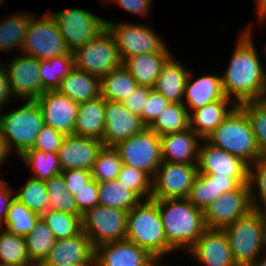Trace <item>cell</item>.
<instances>
[{
    "instance_id": "29",
    "label": "cell",
    "mask_w": 266,
    "mask_h": 266,
    "mask_svg": "<svg viewBox=\"0 0 266 266\" xmlns=\"http://www.w3.org/2000/svg\"><path fill=\"white\" fill-rule=\"evenodd\" d=\"M56 90L77 103L93 100L101 96V78L74 66Z\"/></svg>"
},
{
    "instance_id": "33",
    "label": "cell",
    "mask_w": 266,
    "mask_h": 266,
    "mask_svg": "<svg viewBox=\"0 0 266 266\" xmlns=\"http://www.w3.org/2000/svg\"><path fill=\"white\" fill-rule=\"evenodd\" d=\"M98 187V200L102 206L129 211L142 201L134 191L117 179L98 183Z\"/></svg>"
},
{
    "instance_id": "25",
    "label": "cell",
    "mask_w": 266,
    "mask_h": 266,
    "mask_svg": "<svg viewBox=\"0 0 266 266\" xmlns=\"http://www.w3.org/2000/svg\"><path fill=\"white\" fill-rule=\"evenodd\" d=\"M193 73L189 72L183 104L189 113L212 102L225 98L221 75L206 74L194 80Z\"/></svg>"
},
{
    "instance_id": "13",
    "label": "cell",
    "mask_w": 266,
    "mask_h": 266,
    "mask_svg": "<svg viewBox=\"0 0 266 266\" xmlns=\"http://www.w3.org/2000/svg\"><path fill=\"white\" fill-rule=\"evenodd\" d=\"M197 174V165L162 161L152 179L151 199L187 198Z\"/></svg>"
},
{
    "instance_id": "4",
    "label": "cell",
    "mask_w": 266,
    "mask_h": 266,
    "mask_svg": "<svg viewBox=\"0 0 266 266\" xmlns=\"http://www.w3.org/2000/svg\"><path fill=\"white\" fill-rule=\"evenodd\" d=\"M206 140L213 146L241 158L248 165L261 157L250 121L238 105Z\"/></svg>"
},
{
    "instance_id": "37",
    "label": "cell",
    "mask_w": 266,
    "mask_h": 266,
    "mask_svg": "<svg viewBox=\"0 0 266 266\" xmlns=\"http://www.w3.org/2000/svg\"><path fill=\"white\" fill-rule=\"evenodd\" d=\"M73 67V52L50 59H40V79L43 89L56 90Z\"/></svg>"
},
{
    "instance_id": "46",
    "label": "cell",
    "mask_w": 266,
    "mask_h": 266,
    "mask_svg": "<svg viewBox=\"0 0 266 266\" xmlns=\"http://www.w3.org/2000/svg\"><path fill=\"white\" fill-rule=\"evenodd\" d=\"M152 177L145 171L122 164L117 180L134 191L142 200L151 199Z\"/></svg>"
},
{
    "instance_id": "14",
    "label": "cell",
    "mask_w": 266,
    "mask_h": 266,
    "mask_svg": "<svg viewBox=\"0 0 266 266\" xmlns=\"http://www.w3.org/2000/svg\"><path fill=\"white\" fill-rule=\"evenodd\" d=\"M21 54L13 56L14 58L5 64L10 88L19 102L36 100L45 92L40 79V60L34 56Z\"/></svg>"
},
{
    "instance_id": "62",
    "label": "cell",
    "mask_w": 266,
    "mask_h": 266,
    "mask_svg": "<svg viewBox=\"0 0 266 266\" xmlns=\"http://www.w3.org/2000/svg\"><path fill=\"white\" fill-rule=\"evenodd\" d=\"M5 229V219L0 216V230Z\"/></svg>"
},
{
    "instance_id": "56",
    "label": "cell",
    "mask_w": 266,
    "mask_h": 266,
    "mask_svg": "<svg viewBox=\"0 0 266 266\" xmlns=\"http://www.w3.org/2000/svg\"><path fill=\"white\" fill-rule=\"evenodd\" d=\"M255 1V13L257 16V19L259 21V24L264 25L266 22V0H254ZM261 22V23H260Z\"/></svg>"
},
{
    "instance_id": "12",
    "label": "cell",
    "mask_w": 266,
    "mask_h": 266,
    "mask_svg": "<svg viewBox=\"0 0 266 266\" xmlns=\"http://www.w3.org/2000/svg\"><path fill=\"white\" fill-rule=\"evenodd\" d=\"M60 30L70 52L92 40L105 27V19L89 10L68 8L60 11H48Z\"/></svg>"
},
{
    "instance_id": "28",
    "label": "cell",
    "mask_w": 266,
    "mask_h": 266,
    "mask_svg": "<svg viewBox=\"0 0 266 266\" xmlns=\"http://www.w3.org/2000/svg\"><path fill=\"white\" fill-rule=\"evenodd\" d=\"M181 62L171 56L162 66L153 87L162 94L170 103H182L185 93L186 80L189 74Z\"/></svg>"
},
{
    "instance_id": "50",
    "label": "cell",
    "mask_w": 266,
    "mask_h": 266,
    "mask_svg": "<svg viewBox=\"0 0 266 266\" xmlns=\"http://www.w3.org/2000/svg\"><path fill=\"white\" fill-rule=\"evenodd\" d=\"M65 183L66 189L74 195L78 190L85 187L91 180V171L83 169H69L61 172Z\"/></svg>"
},
{
    "instance_id": "24",
    "label": "cell",
    "mask_w": 266,
    "mask_h": 266,
    "mask_svg": "<svg viewBox=\"0 0 266 266\" xmlns=\"http://www.w3.org/2000/svg\"><path fill=\"white\" fill-rule=\"evenodd\" d=\"M201 141L190 128L160 136L162 161L197 165Z\"/></svg>"
},
{
    "instance_id": "5",
    "label": "cell",
    "mask_w": 266,
    "mask_h": 266,
    "mask_svg": "<svg viewBox=\"0 0 266 266\" xmlns=\"http://www.w3.org/2000/svg\"><path fill=\"white\" fill-rule=\"evenodd\" d=\"M44 125L43 114L36 100H23V105L11 111H0V129L11 152L20 158L33 148Z\"/></svg>"
},
{
    "instance_id": "15",
    "label": "cell",
    "mask_w": 266,
    "mask_h": 266,
    "mask_svg": "<svg viewBox=\"0 0 266 266\" xmlns=\"http://www.w3.org/2000/svg\"><path fill=\"white\" fill-rule=\"evenodd\" d=\"M249 185L241 184L215 199L204 211L205 225L209 229H224L252 210Z\"/></svg>"
},
{
    "instance_id": "9",
    "label": "cell",
    "mask_w": 266,
    "mask_h": 266,
    "mask_svg": "<svg viewBox=\"0 0 266 266\" xmlns=\"http://www.w3.org/2000/svg\"><path fill=\"white\" fill-rule=\"evenodd\" d=\"M105 22L114 37L122 62L138 54L171 51L152 26L135 22L119 23L108 18Z\"/></svg>"
},
{
    "instance_id": "11",
    "label": "cell",
    "mask_w": 266,
    "mask_h": 266,
    "mask_svg": "<svg viewBox=\"0 0 266 266\" xmlns=\"http://www.w3.org/2000/svg\"><path fill=\"white\" fill-rule=\"evenodd\" d=\"M122 164L145 171L152 178L162 162L160 136L149 127L117 143Z\"/></svg>"
},
{
    "instance_id": "32",
    "label": "cell",
    "mask_w": 266,
    "mask_h": 266,
    "mask_svg": "<svg viewBox=\"0 0 266 266\" xmlns=\"http://www.w3.org/2000/svg\"><path fill=\"white\" fill-rule=\"evenodd\" d=\"M138 86L122 64L101 78V96L108 101L123 102Z\"/></svg>"
},
{
    "instance_id": "23",
    "label": "cell",
    "mask_w": 266,
    "mask_h": 266,
    "mask_svg": "<svg viewBox=\"0 0 266 266\" xmlns=\"http://www.w3.org/2000/svg\"><path fill=\"white\" fill-rule=\"evenodd\" d=\"M95 248L91 240L81 231L70 238L56 240L44 260L46 264H94Z\"/></svg>"
},
{
    "instance_id": "22",
    "label": "cell",
    "mask_w": 266,
    "mask_h": 266,
    "mask_svg": "<svg viewBox=\"0 0 266 266\" xmlns=\"http://www.w3.org/2000/svg\"><path fill=\"white\" fill-rule=\"evenodd\" d=\"M248 183V178H232L216 174H197L187 199L196 207L205 211L222 194Z\"/></svg>"
},
{
    "instance_id": "35",
    "label": "cell",
    "mask_w": 266,
    "mask_h": 266,
    "mask_svg": "<svg viewBox=\"0 0 266 266\" xmlns=\"http://www.w3.org/2000/svg\"><path fill=\"white\" fill-rule=\"evenodd\" d=\"M19 160L33 171L30 178L46 181L62 172L57 153L29 149Z\"/></svg>"
},
{
    "instance_id": "19",
    "label": "cell",
    "mask_w": 266,
    "mask_h": 266,
    "mask_svg": "<svg viewBox=\"0 0 266 266\" xmlns=\"http://www.w3.org/2000/svg\"><path fill=\"white\" fill-rule=\"evenodd\" d=\"M198 172L232 178H248L249 165L241 158L232 155L203 139L199 146Z\"/></svg>"
},
{
    "instance_id": "36",
    "label": "cell",
    "mask_w": 266,
    "mask_h": 266,
    "mask_svg": "<svg viewBox=\"0 0 266 266\" xmlns=\"http://www.w3.org/2000/svg\"><path fill=\"white\" fill-rule=\"evenodd\" d=\"M149 128L159 136L189 129V111L183 103H170Z\"/></svg>"
},
{
    "instance_id": "17",
    "label": "cell",
    "mask_w": 266,
    "mask_h": 266,
    "mask_svg": "<svg viewBox=\"0 0 266 266\" xmlns=\"http://www.w3.org/2000/svg\"><path fill=\"white\" fill-rule=\"evenodd\" d=\"M186 254L200 266H237L223 229L207 228Z\"/></svg>"
},
{
    "instance_id": "64",
    "label": "cell",
    "mask_w": 266,
    "mask_h": 266,
    "mask_svg": "<svg viewBox=\"0 0 266 266\" xmlns=\"http://www.w3.org/2000/svg\"><path fill=\"white\" fill-rule=\"evenodd\" d=\"M3 1H4V0H0V5H1V6H3V5H2V3H4ZM0 8H1V7H0Z\"/></svg>"
},
{
    "instance_id": "21",
    "label": "cell",
    "mask_w": 266,
    "mask_h": 266,
    "mask_svg": "<svg viewBox=\"0 0 266 266\" xmlns=\"http://www.w3.org/2000/svg\"><path fill=\"white\" fill-rule=\"evenodd\" d=\"M154 259L146 249L122 240L95 247L94 266H148Z\"/></svg>"
},
{
    "instance_id": "58",
    "label": "cell",
    "mask_w": 266,
    "mask_h": 266,
    "mask_svg": "<svg viewBox=\"0 0 266 266\" xmlns=\"http://www.w3.org/2000/svg\"><path fill=\"white\" fill-rule=\"evenodd\" d=\"M250 266H266V253L258 257Z\"/></svg>"
},
{
    "instance_id": "59",
    "label": "cell",
    "mask_w": 266,
    "mask_h": 266,
    "mask_svg": "<svg viewBox=\"0 0 266 266\" xmlns=\"http://www.w3.org/2000/svg\"><path fill=\"white\" fill-rule=\"evenodd\" d=\"M35 266H57V265H51L46 264L44 261L37 263ZM60 266H94V264H66V265H60Z\"/></svg>"
},
{
    "instance_id": "10",
    "label": "cell",
    "mask_w": 266,
    "mask_h": 266,
    "mask_svg": "<svg viewBox=\"0 0 266 266\" xmlns=\"http://www.w3.org/2000/svg\"><path fill=\"white\" fill-rule=\"evenodd\" d=\"M127 210L109 208L98 204L81 216V228L95 247L126 240Z\"/></svg>"
},
{
    "instance_id": "63",
    "label": "cell",
    "mask_w": 266,
    "mask_h": 266,
    "mask_svg": "<svg viewBox=\"0 0 266 266\" xmlns=\"http://www.w3.org/2000/svg\"><path fill=\"white\" fill-rule=\"evenodd\" d=\"M263 49H265V50H264V55H265L264 58H265V63H266V46H264Z\"/></svg>"
},
{
    "instance_id": "61",
    "label": "cell",
    "mask_w": 266,
    "mask_h": 266,
    "mask_svg": "<svg viewBox=\"0 0 266 266\" xmlns=\"http://www.w3.org/2000/svg\"><path fill=\"white\" fill-rule=\"evenodd\" d=\"M163 260H166V259L155 258L148 266H161V265L163 266V264L161 263L163 262Z\"/></svg>"
},
{
    "instance_id": "55",
    "label": "cell",
    "mask_w": 266,
    "mask_h": 266,
    "mask_svg": "<svg viewBox=\"0 0 266 266\" xmlns=\"http://www.w3.org/2000/svg\"><path fill=\"white\" fill-rule=\"evenodd\" d=\"M11 150L8 146L7 140L5 139V137L2 134V130L0 129V168L1 165L3 166L4 162L6 164V162L8 161V159L10 158L9 156H11Z\"/></svg>"
},
{
    "instance_id": "2",
    "label": "cell",
    "mask_w": 266,
    "mask_h": 266,
    "mask_svg": "<svg viewBox=\"0 0 266 266\" xmlns=\"http://www.w3.org/2000/svg\"><path fill=\"white\" fill-rule=\"evenodd\" d=\"M164 225L168 245L176 252H188L207 229L204 211L187 198L153 199Z\"/></svg>"
},
{
    "instance_id": "8",
    "label": "cell",
    "mask_w": 266,
    "mask_h": 266,
    "mask_svg": "<svg viewBox=\"0 0 266 266\" xmlns=\"http://www.w3.org/2000/svg\"><path fill=\"white\" fill-rule=\"evenodd\" d=\"M73 58L76 68L100 78L122 65L118 47L107 27L78 47Z\"/></svg>"
},
{
    "instance_id": "57",
    "label": "cell",
    "mask_w": 266,
    "mask_h": 266,
    "mask_svg": "<svg viewBox=\"0 0 266 266\" xmlns=\"http://www.w3.org/2000/svg\"><path fill=\"white\" fill-rule=\"evenodd\" d=\"M257 211L259 212V214H260V216L262 218L264 229H265V233H266V206L258 207Z\"/></svg>"
},
{
    "instance_id": "30",
    "label": "cell",
    "mask_w": 266,
    "mask_h": 266,
    "mask_svg": "<svg viewBox=\"0 0 266 266\" xmlns=\"http://www.w3.org/2000/svg\"><path fill=\"white\" fill-rule=\"evenodd\" d=\"M105 127V99L100 96L78 105L74 134L102 141Z\"/></svg>"
},
{
    "instance_id": "54",
    "label": "cell",
    "mask_w": 266,
    "mask_h": 266,
    "mask_svg": "<svg viewBox=\"0 0 266 266\" xmlns=\"http://www.w3.org/2000/svg\"><path fill=\"white\" fill-rule=\"evenodd\" d=\"M15 198L14 189L5 181L0 178V216L4 219L7 218L8 209Z\"/></svg>"
},
{
    "instance_id": "7",
    "label": "cell",
    "mask_w": 266,
    "mask_h": 266,
    "mask_svg": "<svg viewBox=\"0 0 266 266\" xmlns=\"http://www.w3.org/2000/svg\"><path fill=\"white\" fill-rule=\"evenodd\" d=\"M21 52L40 60L68 55L70 50L56 21L46 11L42 16L33 14L30 17Z\"/></svg>"
},
{
    "instance_id": "53",
    "label": "cell",
    "mask_w": 266,
    "mask_h": 266,
    "mask_svg": "<svg viewBox=\"0 0 266 266\" xmlns=\"http://www.w3.org/2000/svg\"><path fill=\"white\" fill-rule=\"evenodd\" d=\"M4 64L5 63L0 60V111L3 110L10 101L12 102V100L15 99L10 88L7 70Z\"/></svg>"
},
{
    "instance_id": "52",
    "label": "cell",
    "mask_w": 266,
    "mask_h": 266,
    "mask_svg": "<svg viewBox=\"0 0 266 266\" xmlns=\"http://www.w3.org/2000/svg\"><path fill=\"white\" fill-rule=\"evenodd\" d=\"M109 4L112 2L119 5L122 9L129 13L146 17L150 13V8L153 4L152 0H102Z\"/></svg>"
},
{
    "instance_id": "18",
    "label": "cell",
    "mask_w": 266,
    "mask_h": 266,
    "mask_svg": "<svg viewBox=\"0 0 266 266\" xmlns=\"http://www.w3.org/2000/svg\"><path fill=\"white\" fill-rule=\"evenodd\" d=\"M146 127L141 117L132 114L122 102L105 100L104 146H115Z\"/></svg>"
},
{
    "instance_id": "6",
    "label": "cell",
    "mask_w": 266,
    "mask_h": 266,
    "mask_svg": "<svg viewBox=\"0 0 266 266\" xmlns=\"http://www.w3.org/2000/svg\"><path fill=\"white\" fill-rule=\"evenodd\" d=\"M223 230L237 266H250L263 252L266 253V233L257 209L250 210Z\"/></svg>"
},
{
    "instance_id": "44",
    "label": "cell",
    "mask_w": 266,
    "mask_h": 266,
    "mask_svg": "<svg viewBox=\"0 0 266 266\" xmlns=\"http://www.w3.org/2000/svg\"><path fill=\"white\" fill-rule=\"evenodd\" d=\"M248 185L252 208L266 206V156L249 165Z\"/></svg>"
},
{
    "instance_id": "43",
    "label": "cell",
    "mask_w": 266,
    "mask_h": 266,
    "mask_svg": "<svg viewBox=\"0 0 266 266\" xmlns=\"http://www.w3.org/2000/svg\"><path fill=\"white\" fill-rule=\"evenodd\" d=\"M40 215L30 211L23 203L13 199L5 219V229L10 233L26 236L35 227Z\"/></svg>"
},
{
    "instance_id": "41",
    "label": "cell",
    "mask_w": 266,
    "mask_h": 266,
    "mask_svg": "<svg viewBox=\"0 0 266 266\" xmlns=\"http://www.w3.org/2000/svg\"><path fill=\"white\" fill-rule=\"evenodd\" d=\"M48 192V209L69 213L72 215H82L73 195L66 189V183L62 174H58L44 181Z\"/></svg>"
},
{
    "instance_id": "42",
    "label": "cell",
    "mask_w": 266,
    "mask_h": 266,
    "mask_svg": "<svg viewBox=\"0 0 266 266\" xmlns=\"http://www.w3.org/2000/svg\"><path fill=\"white\" fill-rule=\"evenodd\" d=\"M122 161L114 146H103L91 169L92 179L97 183L115 180L120 173Z\"/></svg>"
},
{
    "instance_id": "39",
    "label": "cell",
    "mask_w": 266,
    "mask_h": 266,
    "mask_svg": "<svg viewBox=\"0 0 266 266\" xmlns=\"http://www.w3.org/2000/svg\"><path fill=\"white\" fill-rule=\"evenodd\" d=\"M14 195L15 199L40 216L48 210L49 197L44 181L28 177L20 190H14Z\"/></svg>"
},
{
    "instance_id": "49",
    "label": "cell",
    "mask_w": 266,
    "mask_h": 266,
    "mask_svg": "<svg viewBox=\"0 0 266 266\" xmlns=\"http://www.w3.org/2000/svg\"><path fill=\"white\" fill-rule=\"evenodd\" d=\"M99 187L98 183L92 179L85 187L78 190L73 197L75 198L78 211L83 214L99 204Z\"/></svg>"
},
{
    "instance_id": "20",
    "label": "cell",
    "mask_w": 266,
    "mask_h": 266,
    "mask_svg": "<svg viewBox=\"0 0 266 266\" xmlns=\"http://www.w3.org/2000/svg\"><path fill=\"white\" fill-rule=\"evenodd\" d=\"M103 146L102 141L95 138L66 135L57 153L62 171L69 169L91 171Z\"/></svg>"
},
{
    "instance_id": "34",
    "label": "cell",
    "mask_w": 266,
    "mask_h": 266,
    "mask_svg": "<svg viewBox=\"0 0 266 266\" xmlns=\"http://www.w3.org/2000/svg\"><path fill=\"white\" fill-rule=\"evenodd\" d=\"M34 265L27 252L25 237L0 230V266Z\"/></svg>"
},
{
    "instance_id": "45",
    "label": "cell",
    "mask_w": 266,
    "mask_h": 266,
    "mask_svg": "<svg viewBox=\"0 0 266 266\" xmlns=\"http://www.w3.org/2000/svg\"><path fill=\"white\" fill-rule=\"evenodd\" d=\"M238 106L250 121L260 156H266V110L256 100L244 101Z\"/></svg>"
},
{
    "instance_id": "48",
    "label": "cell",
    "mask_w": 266,
    "mask_h": 266,
    "mask_svg": "<svg viewBox=\"0 0 266 266\" xmlns=\"http://www.w3.org/2000/svg\"><path fill=\"white\" fill-rule=\"evenodd\" d=\"M169 104L170 102L162 94L151 88L143 113L140 115L143 123L149 127Z\"/></svg>"
},
{
    "instance_id": "40",
    "label": "cell",
    "mask_w": 266,
    "mask_h": 266,
    "mask_svg": "<svg viewBox=\"0 0 266 266\" xmlns=\"http://www.w3.org/2000/svg\"><path fill=\"white\" fill-rule=\"evenodd\" d=\"M81 216L48 209L40 218L48 225L56 240H60L74 237L82 231Z\"/></svg>"
},
{
    "instance_id": "31",
    "label": "cell",
    "mask_w": 266,
    "mask_h": 266,
    "mask_svg": "<svg viewBox=\"0 0 266 266\" xmlns=\"http://www.w3.org/2000/svg\"><path fill=\"white\" fill-rule=\"evenodd\" d=\"M33 12L9 13L0 19V52L22 51L28 23ZM6 17V18H5ZM4 18V19H2Z\"/></svg>"
},
{
    "instance_id": "16",
    "label": "cell",
    "mask_w": 266,
    "mask_h": 266,
    "mask_svg": "<svg viewBox=\"0 0 266 266\" xmlns=\"http://www.w3.org/2000/svg\"><path fill=\"white\" fill-rule=\"evenodd\" d=\"M43 114L44 124L65 134H74L79 103L57 90H46L36 99Z\"/></svg>"
},
{
    "instance_id": "38",
    "label": "cell",
    "mask_w": 266,
    "mask_h": 266,
    "mask_svg": "<svg viewBox=\"0 0 266 266\" xmlns=\"http://www.w3.org/2000/svg\"><path fill=\"white\" fill-rule=\"evenodd\" d=\"M25 241L28 256L31 262L36 265L46 259L56 242V238L48 225L40 218L34 229L25 236Z\"/></svg>"
},
{
    "instance_id": "47",
    "label": "cell",
    "mask_w": 266,
    "mask_h": 266,
    "mask_svg": "<svg viewBox=\"0 0 266 266\" xmlns=\"http://www.w3.org/2000/svg\"><path fill=\"white\" fill-rule=\"evenodd\" d=\"M66 135L44 124L38 133L32 149L43 152L58 153L62 140Z\"/></svg>"
},
{
    "instance_id": "51",
    "label": "cell",
    "mask_w": 266,
    "mask_h": 266,
    "mask_svg": "<svg viewBox=\"0 0 266 266\" xmlns=\"http://www.w3.org/2000/svg\"><path fill=\"white\" fill-rule=\"evenodd\" d=\"M151 87L139 85L134 92H132L122 104L132 114L140 116L143 113L147 97L149 95Z\"/></svg>"
},
{
    "instance_id": "26",
    "label": "cell",
    "mask_w": 266,
    "mask_h": 266,
    "mask_svg": "<svg viewBox=\"0 0 266 266\" xmlns=\"http://www.w3.org/2000/svg\"><path fill=\"white\" fill-rule=\"evenodd\" d=\"M236 106L234 100L225 97L195 109L189 113L190 129L202 140L207 139Z\"/></svg>"
},
{
    "instance_id": "3",
    "label": "cell",
    "mask_w": 266,
    "mask_h": 266,
    "mask_svg": "<svg viewBox=\"0 0 266 266\" xmlns=\"http://www.w3.org/2000/svg\"><path fill=\"white\" fill-rule=\"evenodd\" d=\"M126 240L163 259L174 250L168 245L162 218L153 199L142 200L127 213Z\"/></svg>"
},
{
    "instance_id": "60",
    "label": "cell",
    "mask_w": 266,
    "mask_h": 266,
    "mask_svg": "<svg viewBox=\"0 0 266 266\" xmlns=\"http://www.w3.org/2000/svg\"><path fill=\"white\" fill-rule=\"evenodd\" d=\"M256 101L266 110V91H264Z\"/></svg>"
},
{
    "instance_id": "1",
    "label": "cell",
    "mask_w": 266,
    "mask_h": 266,
    "mask_svg": "<svg viewBox=\"0 0 266 266\" xmlns=\"http://www.w3.org/2000/svg\"><path fill=\"white\" fill-rule=\"evenodd\" d=\"M251 27L249 24L237 35L227 68L220 74L225 96L237 105L256 100L266 85V66L262 65Z\"/></svg>"
},
{
    "instance_id": "27",
    "label": "cell",
    "mask_w": 266,
    "mask_h": 266,
    "mask_svg": "<svg viewBox=\"0 0 266 266\" xmlns=\"http://www.w3.org/2000/svg\"><path fill=\"white\" fill-rule=\"evenodd\" d=\"M171 56L170 51L138 54L125 59L122 64L138 85L153 88L162 66Z\"/></svg>"
}]
</instances>
